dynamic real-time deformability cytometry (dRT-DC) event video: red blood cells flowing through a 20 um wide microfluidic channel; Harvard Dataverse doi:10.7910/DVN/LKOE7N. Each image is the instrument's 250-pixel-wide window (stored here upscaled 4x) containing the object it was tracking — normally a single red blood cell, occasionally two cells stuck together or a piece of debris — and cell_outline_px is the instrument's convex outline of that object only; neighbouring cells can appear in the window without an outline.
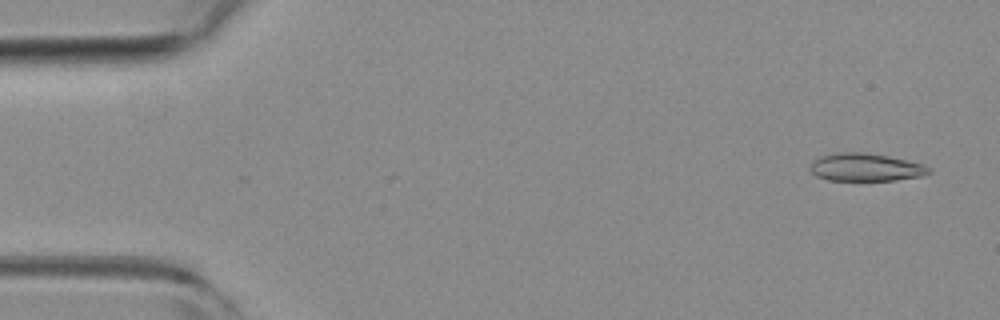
{"species": "common noctule bat (a hibernating species)", "species_latin": "Nyctalus noctula", "temperature_condition": "room temperature", "stored_images_in_passage": 3, "camera_frame_rate_fps": 3000, "um_per_image_px": 0.085, "animal": {"sex": "female", "body_mass_g": 19.3, "forearm_length_mm": 54.1}, "frame": {"image": 1, "passage_image": 1, "time_ms": 0.0, "image_size_px": [1000, 320], "cell_outline_px": [[932, 172], [924, 176], [896, 180], [828, 180], [816, 176], [808, 168], [812, 160], [820, 156], [836, 152], [864, 152], [888, 156], [924, 164], [932, 168]], "centroid_in_image_um": [73.58, 14.21], "position_along_channel_um": 11.4, "area_um2": 19.54}}